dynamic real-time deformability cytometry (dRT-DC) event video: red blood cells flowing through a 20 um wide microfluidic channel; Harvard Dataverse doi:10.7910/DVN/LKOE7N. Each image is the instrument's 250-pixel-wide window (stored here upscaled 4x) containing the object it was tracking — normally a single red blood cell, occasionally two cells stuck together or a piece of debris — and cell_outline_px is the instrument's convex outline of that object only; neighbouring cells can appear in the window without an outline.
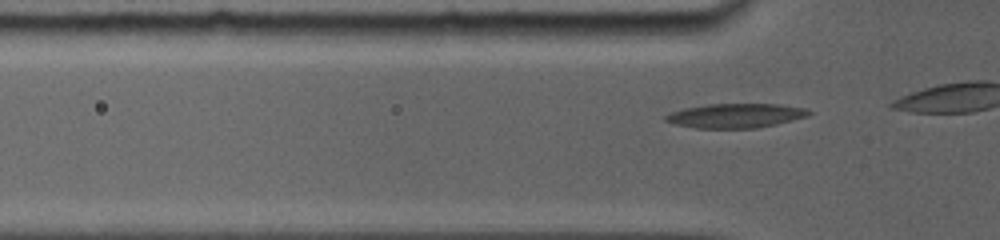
{"species": "common noctule bat (a hibernating species)", "species_latin": "Nyctalus noctula", "temperature_condition": "room temperature", "stored_images_in_passage": 8, "camera_frame_rate_fps": 5000, "um_per_image_px": 0.085, "animal": {"sex": "female", "body_mass_g": 19.0, "forearm_length_mm": 56.7}, "frame": {"image": 1, "passage_image": 3, "time_ms": 0.4, "image_size_px": [1000, 240], "cell_outline_px": [[812, 112], [808, 116], [776, 124], [756, 128], [696, 128], [676, 124], [664, 120], [664, 116], [672, 112], [684, 108], [708, 104], [780, 104], [808, 108]], "centroid_in_image_um": [62.56, 9.82], "position_along_channel_um": 63.2, "area_um2": 20.29}}